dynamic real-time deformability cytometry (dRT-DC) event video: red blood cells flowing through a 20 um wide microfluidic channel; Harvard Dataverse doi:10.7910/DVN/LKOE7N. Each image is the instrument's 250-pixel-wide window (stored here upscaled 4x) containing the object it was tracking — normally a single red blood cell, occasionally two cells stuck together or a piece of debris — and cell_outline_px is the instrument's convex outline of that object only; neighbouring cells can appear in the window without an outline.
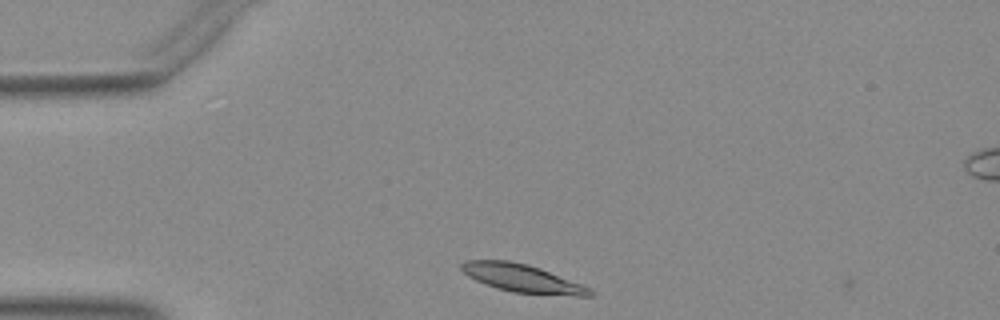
{"species": "Egyptian fruit bat (a non-hibernating species)", "species_latin": "Rousettus aegyptiacus", "temperature_condition": "warm", "stored_images_in_passage": 4, "camera_frame_rate_fps": 3000, "um_per_image_px": 0.085, "animal": {"sex": "female"}, "frame": {"image": 1, "passage_image": 2, "time_ms": 0.333, "image_size_px": [1000, 320], "cell_outline_px": [[596, 292], [592, 296], [576, 296], [512, 292], [496, 288], [484, 284], [468, 276], [460, 268], [460, 264], [464, 260], [508, 260], [528, 264], [540, 268], [584, 284], [592, 288]], "centroid_in_image_um": [44.45, 23.66], "position_along_channel_um": 40.6, "area_um2": 21.27}}